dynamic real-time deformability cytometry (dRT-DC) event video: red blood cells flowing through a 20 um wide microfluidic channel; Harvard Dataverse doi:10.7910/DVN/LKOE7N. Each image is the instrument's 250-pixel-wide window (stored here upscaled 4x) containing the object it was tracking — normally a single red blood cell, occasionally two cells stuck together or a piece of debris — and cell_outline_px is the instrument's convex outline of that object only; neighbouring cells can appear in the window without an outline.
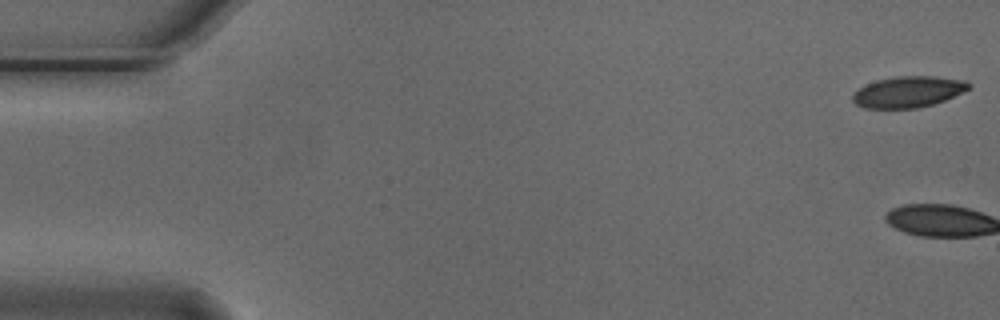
{"species": "Egyptian fruit bat (a non-hibernating species)", "species_latin": "Rousettus aegyptiacus", "temperature_condition": "cold", "stored_images_in_passage": 2, "camera_frame_rate_fps": 3000, "um_per_image_px": 0.085, "animal": {"sex": "male"}, "frame": {"image": 1, "passage_image": 1, "time_ms": 0.0, "image_size_px": [1000, 320], "cell_outline_px": [[972, 88], [944, 100], [932, 104], [916, 108], [864, 108], [856, 104], [852, 100], [852, 96], [860, 88], [876, 80], [896, 76], [936, 76], [964, 80], [972, 84]], "centroid_in_image_um": [77.23, 7.8], "position_along_channel_um": 7.8, "area_um2": 20.98}}